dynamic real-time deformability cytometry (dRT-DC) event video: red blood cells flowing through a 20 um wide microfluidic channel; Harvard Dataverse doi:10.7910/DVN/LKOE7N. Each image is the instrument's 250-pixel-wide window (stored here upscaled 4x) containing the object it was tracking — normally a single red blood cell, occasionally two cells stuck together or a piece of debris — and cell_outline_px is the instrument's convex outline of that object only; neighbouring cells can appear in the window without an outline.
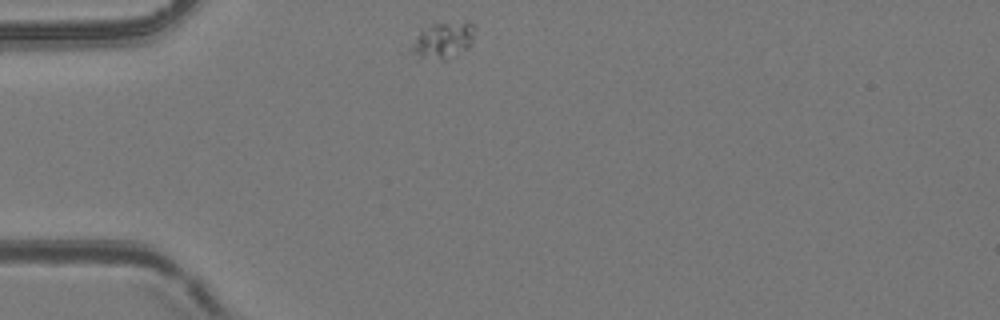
{"species": "common noctule bat (a hibernating species)", "species_latin": "Nyctalus noctula", "temperature_condition": "room temperature", "stored_images_in_passage": 7, "camera_frame_rate_fps": 3000, "um_per_image_px": 0.085, "animal": {"sex": "female", "body_mass_g": 24.6, "forearm_length_mm": 56.2}, "frame": {"image": 1, "passage_image": 1, "time_ms": 0.0, "image_size_px": [1000, 320], "cell_outline_px": [[476, 28], [472, 44], [468, 48], [448, 60], [444, 60], [420, 56], [412, 52], [412, 44], [420, 28], [432, 24], [464, 20], [468, 20]], "centroid_in_image_um": [37.73, 3.37], "position_along_channel_um": 47.3, "area_um2": 13.7}}
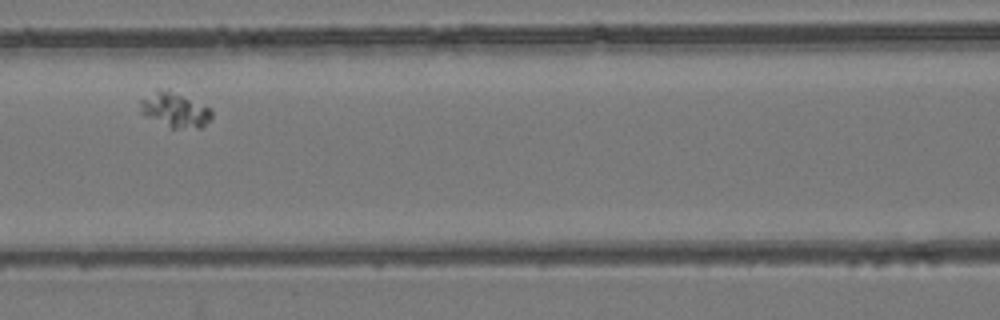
{"frame": {"image": 2, "passage_image": 4, "time_ms": 3.333, "image_size_px": [1000, 320], "cell_outline_px": [[212, 116], [200, 128], [172, 128], [140, 112], [140, 100], [156, 88], [168, 88], [208, 108], [212, 112]], "centroid_in_image_um": [14.82, 9.3], "position_along_channel_um": 151.8, "area_um2": 14.22}}
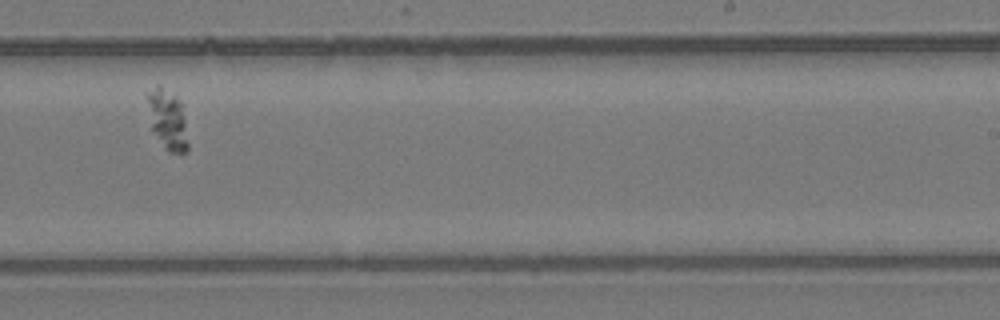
{"frame": {"image": 3, "passage_image": 7, "time_ms": 6.667, "image_size_px": [1000, 320], "cell_outline_px": [[188, 148], [180, 156], [168, 152], [164, 148], [152, 132], [148, 100], [148, 92], [156, 84], [160, 84], [176, 92], [180, 104], [184, 120], [188, 144]], "centroid_in_image_um": [14.24, 10.16], "position_along_channel_um": 274.8, "area_um2": 14.39}}